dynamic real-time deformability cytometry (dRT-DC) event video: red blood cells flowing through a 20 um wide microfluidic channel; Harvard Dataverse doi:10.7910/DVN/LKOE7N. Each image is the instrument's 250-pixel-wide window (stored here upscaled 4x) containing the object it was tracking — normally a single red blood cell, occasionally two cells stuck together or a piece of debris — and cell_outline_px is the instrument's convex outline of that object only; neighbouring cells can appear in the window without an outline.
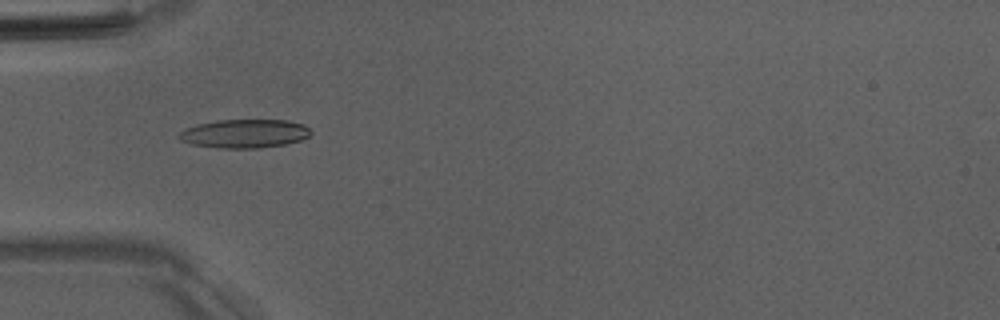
{"species": "Egyptian fruit bat (a non-hibernating species)", "species_latin": "Rousettus aegyptiacus", "temperature_condition": "room temperature", "stored_images_in_passage": 52, "camera_frame_rate_fps": 3000, "um_per_image_px": 0.085, "animal": {"sex": "male"}, "frame": {"image": 1, "passage_image": 17, "time_ms": 5.333, "image_size_px": [1000, 320], "cell_outline_px": [[312, 132], [308, 136], [300, 140], [284, 144], [256, 148], [216, 148], [192, 144], [180, 140], [176, 136], [184, 128], [196, 124], [216, 120], [288, 120], [304, 124]], "centroid_in_image_um": [20.74, 11.35], "position_along_channel_um": 64.3, "area_um2": 22.08}}
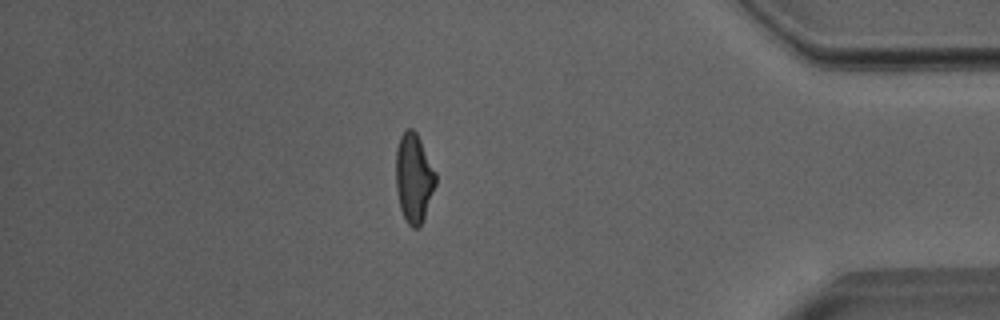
{"frame": {"image": 2, "passage_image": 45, "time_ms": 14.667, "image_size_px": [1000, 320], "cell_outline_px": [[436, 184], [424, 216], [420, 224], [416, 228], [412, 228], [408, 224], [400, 208], [396, 188], [396, 148], [400, 136], [408, 128], [412, 128], [416, 132], [436, 172]], "centroid_in_image_um": [35.16, 15.1], "position_along_channel_um": 400.0, "area_um2": 20.4}}
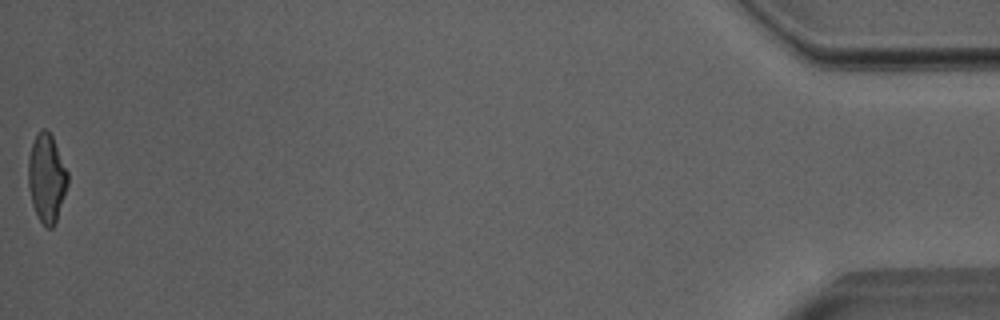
{"frame": {"image": 3, "passage_image": 52, "time_ms": 17.0, "image_size_px": [1000, 320], "cell_outline_px": [[68, 184], [56, 224], [52, 228], [48, 228], [40, 220], [32, 204], [28, 188], [28, 160], [32, 144], [40, 128], [44, 128], [52, 136], [68, 172]], "centroid_in_image_um": [3.97, 15.16], "position_along_channel_um": 431.2, "area_um2": 20.29}, "authors_computed_cell_mechanics": {"area_um2": 20.6635, "velocity_mm_per_s": 4.0054, "shape_relaxation_time_tau1_ms": 6.097, "shape_relaxation_time_tau2_ms": 1.6893, "deformation_change_tau1": 0.1927, "deformation_change_tau2": 0.0987}}